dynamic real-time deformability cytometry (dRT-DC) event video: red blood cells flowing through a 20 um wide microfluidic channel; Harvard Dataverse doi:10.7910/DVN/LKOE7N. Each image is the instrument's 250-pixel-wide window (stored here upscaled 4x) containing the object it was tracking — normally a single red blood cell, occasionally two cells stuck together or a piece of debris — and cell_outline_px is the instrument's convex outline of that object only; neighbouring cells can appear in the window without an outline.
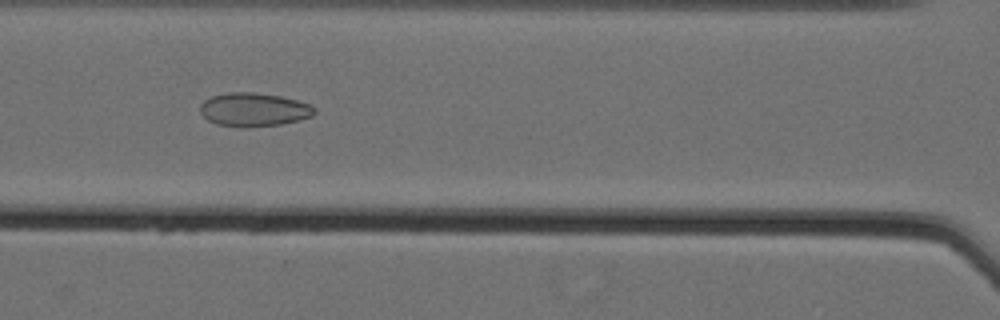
{"species": "Egyptian fruit bat (a non-hibernating species)", "species_latin": "Rousettus aegyptiacus", "temperature_condition": "cold", "stored_images_in_passage": 32, "camera_frame_rate_fps": 3000, "um_per_image_px": 0.085, "animal": {"sex": "female"}, "frame": {"image": 1, "passage_image": 7, "time_ms": 2.0, "image_size_px": [1000, 320], "cell_outline_px": [[316, 112], [312, 116], [300, 120], [280, 124], [244, 128], [216, 124], [208, 120], [200, 112], [200, 104], [204, 100], [212, 96], [228, 92], [252, 92], [280, 96], [312, 104], [316, 108]], "centroid_in_image_um": [21.59, 9.32], "position_along_channel_um": 145.0, "area_um2": 22.54}}
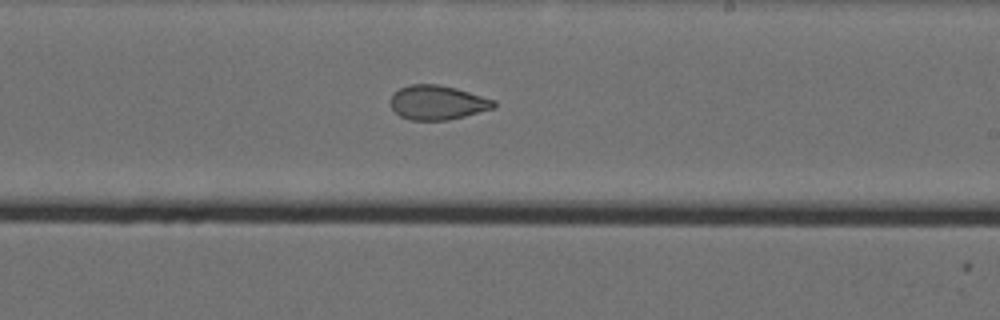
{"frame": {"image": 2, "passage_image": 16, "time_ms": 5.0, "image_size_px": [1000, 320], "cell_outline_px": [[496, 108], [448, 120], [412, 120], [400, 116], [392, 108], [388, 100], [392, 92], [400, 88], [412, 84], [440, 84], [456, 88], [496, 100]], "centroid_in_image_um": [37.17, 8.71], "position_along_channel_um": 251.8, "area_um2": 20.92}}
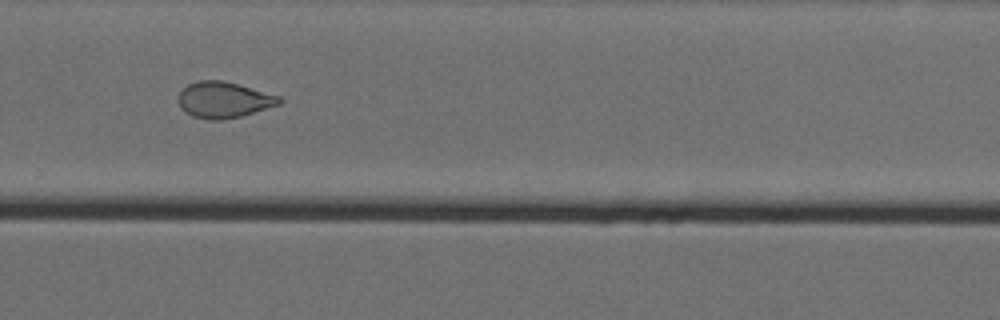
{"frame": {"image": 3, "passage_image": 21, "time_ms": 6.667, "image_size_px": [1000, 320], "cell_outline_px": [[284, 100], [280, 104], [240, 116], [220, 120], [208, 120], [192, 116], [184, 112], [180, 108], [180, 92], [188, 84], [196, 80], [220, 80], [236, 84], [280, 96]], "centroid_in_image_um": [19.01, 8.49], "position_along_channel_um": 310.8, "area_um2": 20.98}, "authors_computed_cell_mechanics": {"area_um2": 21.0392, "velocity_mm_per_s": 3.5622, "shape_relaxation_time_tau1_ms": null, "shape_relaxation_time_tau2_ms": 3.4034, "deformation_change_tau1": null, "deformation_change_tau2": 0.0946}}